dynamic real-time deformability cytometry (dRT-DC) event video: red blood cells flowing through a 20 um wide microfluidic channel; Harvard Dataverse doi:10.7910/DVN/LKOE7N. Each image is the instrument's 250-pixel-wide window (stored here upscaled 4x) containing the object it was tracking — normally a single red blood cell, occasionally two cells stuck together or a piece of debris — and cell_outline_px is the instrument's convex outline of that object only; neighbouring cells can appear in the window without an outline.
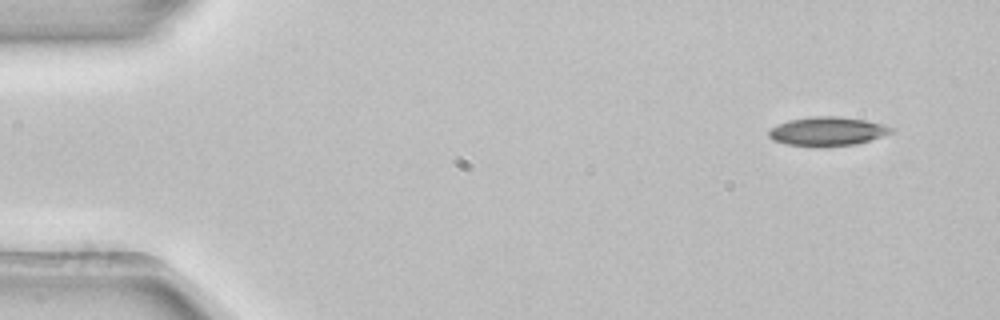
{"species": "common noctule bat (a hibernating species)", "species_latin": "Nyctalus noctula", "temperature_condition": "room temperature", "stored_images_in_passage": 3, "camera_frame_rate_fps": 3000, "um_per_image_px": 0.085, "animal": {"sex": "female", "body_mass_g": 22.7, "forearm_length_mm": 54.2}, "frame": {"image": 1, "passage_image": 1, "time_ms": 0.0, "image_size_px": [1000, 320], "cell_outline_px": [[896, 128], [892, 132], [856, 144], [784, 144], [772, 140], [768, 136], [768, 128], [788, 120], [812, 116], [840, 116], [864, 120], [884, 124]], "centroid_in_image_um": [70.3, 11.11], "position_along_channel_um": 14.7, "area_um2": 20.0}}